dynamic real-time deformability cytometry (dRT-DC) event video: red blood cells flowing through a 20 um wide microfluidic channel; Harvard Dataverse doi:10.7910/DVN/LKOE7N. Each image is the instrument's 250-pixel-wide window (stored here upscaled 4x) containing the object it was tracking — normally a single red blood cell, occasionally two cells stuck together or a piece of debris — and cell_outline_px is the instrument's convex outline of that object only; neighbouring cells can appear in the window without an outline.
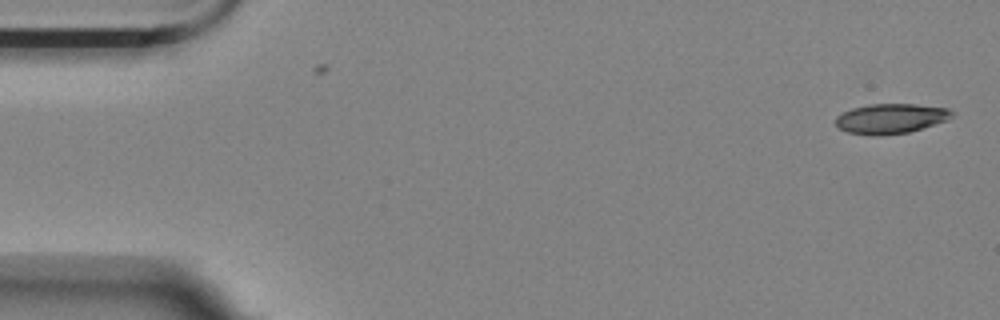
{"species": "Egyptian fruit bat (a non-hibernating species)", "species_latin": "Rousettus aegyptiacus", "temperature_condition": "room temperature", "stored_images_in_passage": 55, "camera_frame_rate_fps": 3000, "um_per_image_px": 0.085, "animal": {"sex": "female"}, "frame": {"image": 1, "passage_image": 1, "time_ms": 0.0, "image_size_px": [1000, 320], "cell_outline_px": [[952, 116], [948, 120], [908, 132], [880, 136], [872, 136], [848, 132], [840, 128], [836, 124], [836, 116], [852, 108], [868, 104], [916, 104], [948, 108], [952, 112]], "centroid_in_image_um": [75.71, 10.08], "position_along_channel_um": 9.3, "area_um2": 20.23}}
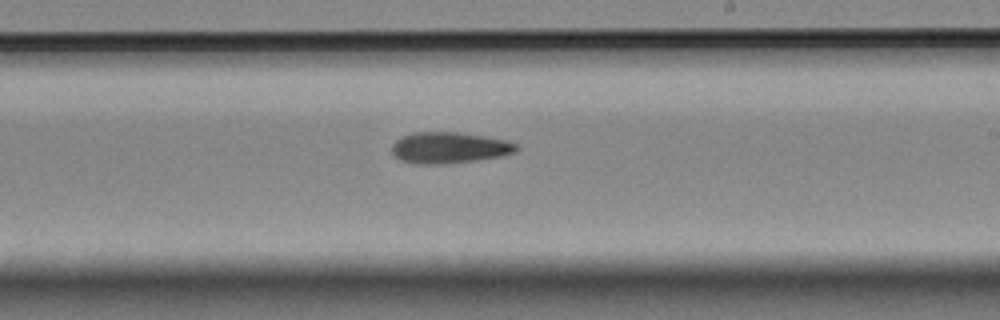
{"frame": {"image": 2, "passage_image": 32, "time_ms": 10.333, "image_size_px": [1000, 320], "cell_outline_px": [[520, 148], [516, 152], [500, 156], [476, 160], [436, 164], [416, 164], [400, 160], [392, 152], [392, 144], [400, 136], [412, 132], [456, 132], [484, 136], [504, 140], [516, 144]], "centroid_in_image_um": [38.15, 12.55], "position_along_channel_um": 250.8, "area_um2": 22.54}}
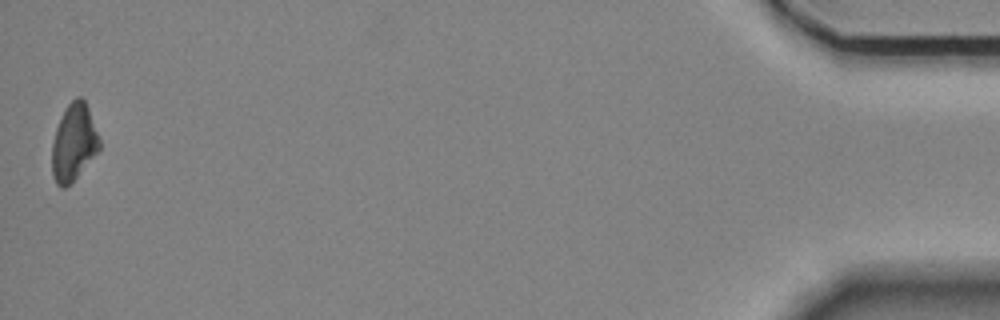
{"frame": {"image": 3, "passage_image": 55, "time_ms": 18.0, "image_size_px": [1000, 320], "cell_outline_px": [[100, 148], [72, 184], [64, 188], [60, 188], [56, 184], [52, 176], [52, 144], [56, 128], [64, 108], [76, 96], [80, 96], [84, 100], [88, 108], [100, 140]], "centroid_in_image_um": [6.25, 12.15], "position_along_channel_um": 429.0, "area_um2": 21.39}}